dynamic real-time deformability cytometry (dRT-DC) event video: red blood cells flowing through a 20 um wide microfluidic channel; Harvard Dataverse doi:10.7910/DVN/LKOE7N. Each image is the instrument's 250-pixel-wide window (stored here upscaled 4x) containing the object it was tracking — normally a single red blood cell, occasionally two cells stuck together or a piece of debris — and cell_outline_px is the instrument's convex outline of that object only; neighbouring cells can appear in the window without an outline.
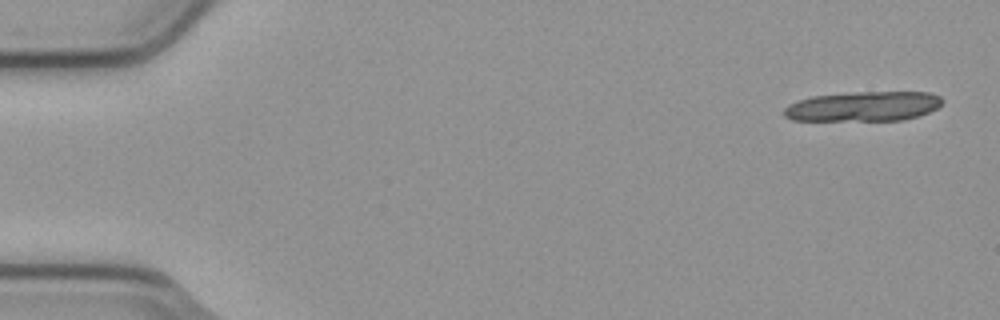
{"species": "common noctule bat (a hibernating species)", "species_latin": "Nyctalus noctula", "temperature_condition": "cold", "stored_images_in_passage": 4, "camera_frame_rate_fps": 3000, "um_per_image_px": 0.085, "animal": {"sex": "male", "body_mass_g": 23.1, "forearm_length_mm": 52.7}, "frame": {"image": 1, "passage_image": 1, "time_ms": 0.0, "image_size_px": [1000, 320], "cell_outline_px": [[944, 100], [936, 108], [928, 112], [904, 120], [792, 120], [784, 116], [784, 108], [788, 104], [812, 96], [856, 92], [928, 92], [940, 96]], "centroid_in_image_um": [73.38, 9.04], "position_along_channel_um": 11.6, "area_um2": 27.28}}